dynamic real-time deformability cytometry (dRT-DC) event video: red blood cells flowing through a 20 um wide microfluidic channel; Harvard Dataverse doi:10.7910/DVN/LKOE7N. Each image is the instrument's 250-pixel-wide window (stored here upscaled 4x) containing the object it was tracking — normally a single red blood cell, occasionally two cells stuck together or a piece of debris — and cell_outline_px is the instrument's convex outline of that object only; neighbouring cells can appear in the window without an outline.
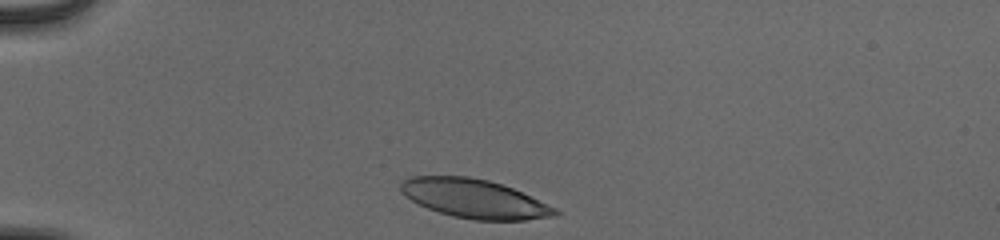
{"species": "human", "species_latin": "Homo sapiens", "temperature_condition": "cold", "stored_images_in_passage": 33, "camera_frame_rate_fps": 3000, "um_per_image_px": 0.085, "donor": {"sex": "male"}, "frame": {"image": 1, "passage_image": 1, "time_ms": 0.0, "image_size_px": [1000, 240], "cell_outline_px": [[560, 212], [556, 216], [524, 220], [476, 220], [452, 216], [428, 208], [412, 200], [400, 192], [400, 184], [408, 176], [468, 176], [488, 180], [512, 188], [556, 208]], "centroid_in_image_um": [40.3, 16.88], "position_along_channel_um": 44.7, "area_um2": 34.68}}
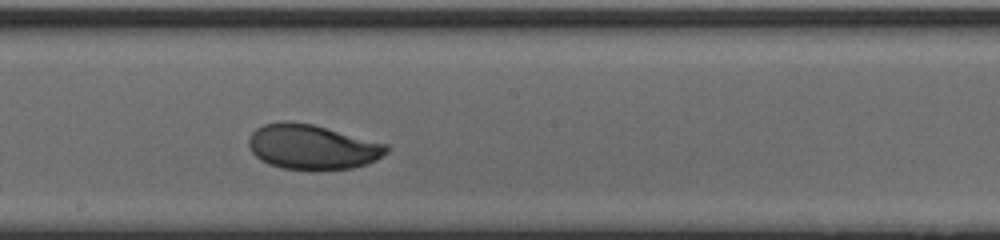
{"frame": {"image": 2, "passage_image": 18, "time_ms": 5.667, "image_size_px": [1000, 240], "cell_outline_px": [[388, 152], [384, 156], [376, 160], [352, 168], [280, 168], [268, 164], [260, 160], [252, 152], [248, 144], [248, 140], [252, 132], [256, 128], [264, 124], [284, 120], [292, 120], [312, 124], [388, 144]], "centroid_in_image_um": [26.51, 12.46], "position_along_channel_um": 221.7, "area_um2": 35.72}}
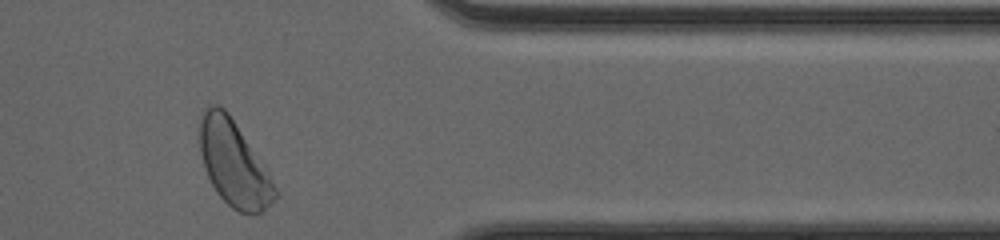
{"frame": {"image": 3, "passage_image": 32, "time_ms": 10.333, "image_size_px": [1000, 240], "cell_outline_px": [[280, 192], [272, 204], [256, 216], [240, 212], [232, 208], [216, 192], [208, 176], [200, 152], [200, 120], [204, 108], [212, 104], [220, 104], [228, 112]], "centroid_in_image_um": [19.88, 13.93], "position_along_channel_um": 391.5, "area_um2": 37.05}, "authors_computed_cell_mechanics": {"area_um2": 35.4892, "velocity_mm_per_s": 3.8793, "shape_relaxation_time_tau1_ms": 2.6458, "shape_relaxation_time_tau2_ms": 1.2575, "deformation_change_tau1": 0.1376, "deformation_change_tau2": 0.0543}}